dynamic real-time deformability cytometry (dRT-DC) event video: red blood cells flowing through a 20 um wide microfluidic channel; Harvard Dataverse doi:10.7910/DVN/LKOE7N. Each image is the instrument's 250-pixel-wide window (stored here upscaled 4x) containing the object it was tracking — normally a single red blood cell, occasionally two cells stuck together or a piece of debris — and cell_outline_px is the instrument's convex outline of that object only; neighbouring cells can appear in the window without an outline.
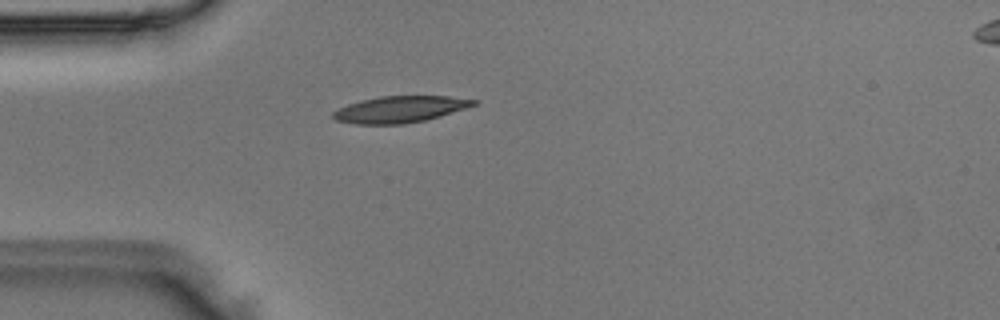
{"species": "Egyptian fruit bat (a non-hibernating species)", "species_latin": "Rousettus aegyptiacus", "temperature_condition": "room temperature", "stored_images_in_passage": 3, "camera_frame_rate_fps": 3000, "um_per_image_px": 0.085, "animal": {"sex": "male"}, "frame": {"image": 1, "passage_image": 3, "time_ms": 0.667, "image_size_px": [1000, 320], "cell_outline_px": [[480, 104], [468, 108], [440, 116], [424, 120], [404, 124], [356, 124], [336, 120], [332, 116], [332, 112], [348, 104], [360, 100], [380, 96], [448, 96], [480, 100]], "centroid_in_image_um": [34.06, 9.28], "position_along_channel_um": 50.9, "area_um2": 21.85}}